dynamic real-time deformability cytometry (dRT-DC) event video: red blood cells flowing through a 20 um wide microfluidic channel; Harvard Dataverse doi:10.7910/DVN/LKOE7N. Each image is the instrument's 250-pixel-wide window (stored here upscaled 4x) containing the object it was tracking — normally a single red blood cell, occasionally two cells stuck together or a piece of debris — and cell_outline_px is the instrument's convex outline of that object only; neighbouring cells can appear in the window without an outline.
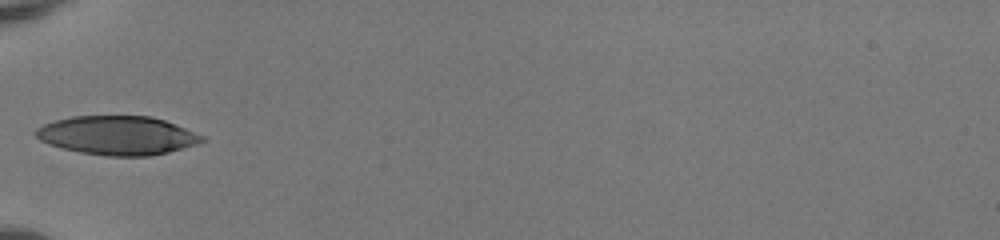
{"species": "human", "species_latin": "Homo sapiens", "temperature_condition": "room temperature", "stored_images_in_passage": 6, "camera_frame_rate_fps": 3000, "um_per_image_px": 0.085, "donor": {"sex": "female"}, "frame": {"image": 1, "passage_image": 1, "time_ms": 0.0, "image_size_px": [1000, 240], "cell_outline_px": [[208, 140], [196, 144], [168, 152], [152, 156], [108, 156], [80, 152], [48, 144], [40, 140], [32, 132], [36, 128], [44, 124], [56, 120], [72, 116], [152, 116], [176, 124], [204, 136]], "centroid_in_image_um": [9.99, 11.51], "position_along_channel_um": 75.0, "area_um2": 37.69}}